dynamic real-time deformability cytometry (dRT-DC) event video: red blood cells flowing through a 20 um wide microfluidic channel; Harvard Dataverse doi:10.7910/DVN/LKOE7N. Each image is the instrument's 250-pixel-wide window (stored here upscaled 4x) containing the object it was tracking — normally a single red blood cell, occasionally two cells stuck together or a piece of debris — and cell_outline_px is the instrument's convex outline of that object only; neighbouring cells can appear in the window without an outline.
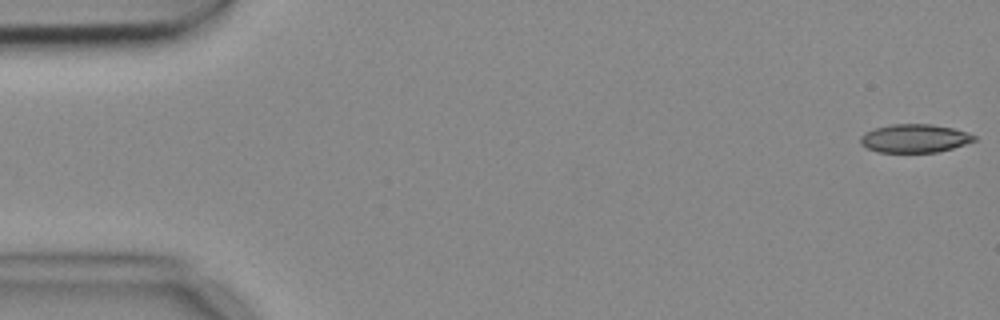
{"species": "common noctule bat (a hibernating species)", "species_latin": "Nyctalus noctula", "temperature_condition": "cold", "stored_images_in_passage": 6, "camera_frame_rate_fps": 3000, "um_per_image_px": 0.085, "animal": {"sex": "female", "body_mass_g": 18.4}, "frame": {"image": 1, "passage_image": 1, "time_ms": 0.0, "image_size_px": [1000, 320], "cell_outline_px": [[976, 140], [952, 148], [936, 152], [876, 152], [860, 144], [860, 136], [864, 132], [872, 128], [892, 124], [932, 124], [952, 128], [968, 132], [976, 136]], "centroid_in_image_um": [77.7, 11.75], "position_along_channel_um": 7.3, "area_um2": 18.9}}
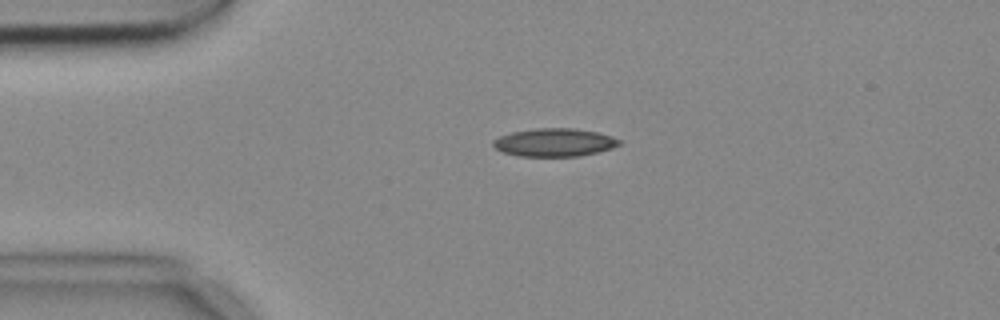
{"frame": {"image": 2, "passage_image": 4, "time_ms": 1.0, "image_size_px": [1000, 320], "cell_outline_px": [[620, 144], [612, 148], [580, 156], [520, 156], [504, 152], [496, 148], [492, 144], [492, 140], [500, 136], [512, 132], [536, 128], [576, 128], [596, 132], [612, 136], [620, 140]], "centroid_in_image_um": [47.12, 12.1], "position_along_channel_um": 37.9, "area_um2": 20.52}}